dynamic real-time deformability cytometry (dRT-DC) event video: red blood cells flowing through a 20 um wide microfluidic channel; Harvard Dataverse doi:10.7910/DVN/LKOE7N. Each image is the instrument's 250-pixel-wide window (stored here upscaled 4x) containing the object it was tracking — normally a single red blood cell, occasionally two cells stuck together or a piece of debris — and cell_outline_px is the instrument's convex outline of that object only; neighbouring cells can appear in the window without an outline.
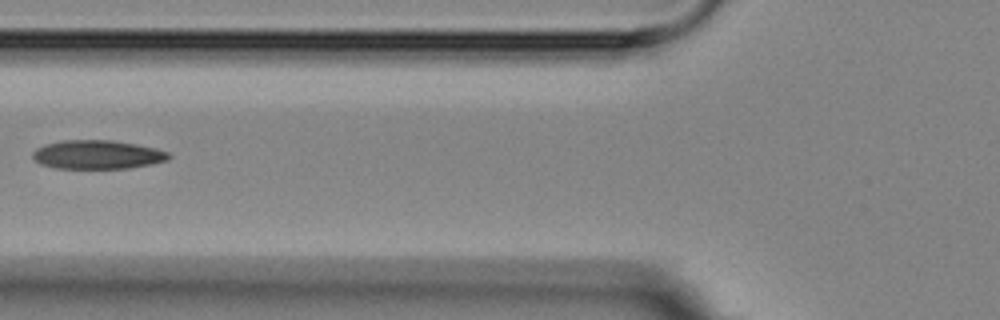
{"species": "Egyptian fruit bat (a non-hibernating species)", "species_latin": "Rousettus aegyptiacus", "temperature_condition": "room temperature", "stored_images_in_passage": 12, "camera_frame_rate_fps": 3000, "um_per_image_px": 0.085, "animal": {"sex": "female"}, "frame": {"image": 1, "passage_image": 2, "time_ms": 1.333, "image_size_px": [1000, 320], "cell_outline_px": [[172, 156], [168, 160], [152, 164], [128, 168], [56, 168], [40, 164], [32, 156], [32, 152], [36, 148], [44, 144], [60, 140], [112, 140], [136, 144], [156, 148], [168, 152]], "centroid_in_image_um": [8.28, 13.13], "position_along_channel_um": 117.5, "area_um2": 22.95}}
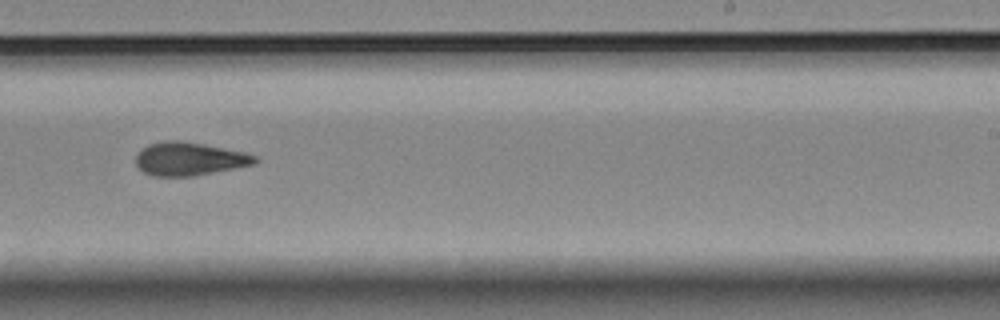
{"frame": {"image": 2, "passage_image": 6, "time_ms": 5.667, "image_size_px": [1000, 320], "cell_outline_px": [[260, 160], [256, 164], [192, 176], [152, 176], [144, 172], [136, 164], [136, 152], [148, 144], [164, 140], [180, 140], [204, 144], [244, 152], [256, 156]], "centroid_in_image_um": [16.08, 13.49], "position_along_channel_um": 272.9, "area_um2": 23.18}}
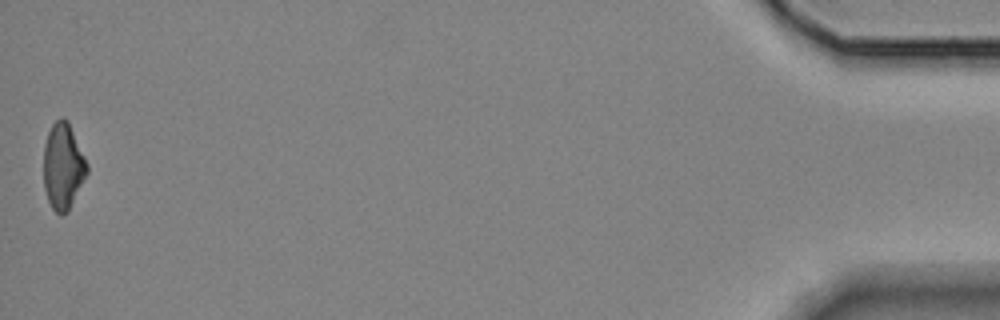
{"frame": {"image": 3, "passage_image": 12, "time_ms": 12.667, "image_size_px": [1000, 320], "cell_outline_px": [[88, 172], [68, 212], [60, 216], [52, 208], [48, 200], [44, 188], [44, 144], [48, 132], [52, 124], [60, 116], [64, 116], [68, 120], [88, 164]], "centroid_in_image_um": [5.36, 14.12], "position_along_channel_um": 429.8, "area_um2": 21.96}, "authors_computed_cell_mechanics": {"area_um2": 22.6287, "velocity_mm_per_s": 3.5987, "shape_relaxation_time_tau1_ms": null, "shape_relaxation_time_tau2_ms": 4.0124, "deformation_change_tau1": null, "deformation_change_tau2": 0.1045}}